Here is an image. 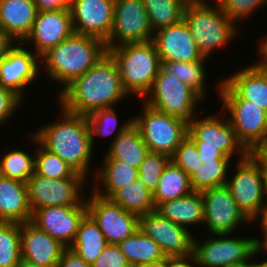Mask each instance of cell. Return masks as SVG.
Wrapping results in <instances>:
<instances>
[{"instance_id": "6da1fadb", "label": "cell", "mask_w": 267, "mask_h": 267, "mask_svg": "<svg viewBox=\"0 0 267 267\" xmlns=\"http://www.w3.org/2000/svg\"><path fill=\"white\" fill-rule=\"evenodd\" d=\"M58 96L64 110L88 116L96 110L114 107L129 94L123 88L116 62L107 52Z\"/></svg>"}, {"instance_id": "7a4b0ae2", "label": "cell", "mask_w": 267, "mask_h": 267, "mask_svg": "<svg viewBox=\"0 0 267 267\" xmlns=\"http://www.w3.org/2000/svg\"><path fill=\"white\" fill-rule=\"evenodd\" d=\"M60 115L61 119L42 125L33 135L45 149L58 155L87 179L94 148L87 117L62 107Z\"/></svg>"}, {"instance_id": "3957f363", "label": "cell", "mask_w": 267, "mask_h": 267, "mask_svg": "<svg viewBox=\"0 0 267 267\" xmlns=\"http://www.w3.org/2000/svg\"><path fill=\"white\" fill-rule=\"evenodd\" d=\"M107 53L105 42L97 37L73 33L41 58L47 75L61 83V91L92 68ZM44 63V64H43Z\"/></svg>"}, {"instance_id": "277c9868", "label": "cell", "mask_w": 267, "mask_h": 267, "mask_svg": "<svg viewBox=\"0 0 267 267\" xmlns=\"http://www.w3.org/2000/svg\"><path fill=\"white\" fill-rule=\"evenodd\" d=\"M231 159L219 149L197 147L189 136L170 157L190 177L191 187L196 192L225 185Z\"/></svg>"}, {"instance_id": "5b68a950", "label": "cell", "mask_w": 267, "mask_h": 267, "mask_svg": "<svg viewBox=\"0 0 267 267\" xmlns=\"http://www.w3.org/2000/svg\"><path fill=\"white\" fill-rule=\"evenodd\" d=\"M107 52L116 62L124 90L143 98L162 67L154 42L126 43Z\"/></svg>"}, {"instance_id": "8992f818", "label": "cell", "mask_w": 267, "mask_h": 267, "mask_svg": "<svg viewBox=\"0 0 267 267\" xmlns=\"http://www.w3.org/2000/svg\"><path fill=\"white\" fill-rule=\"evenodd\" d=\"M215 5L216 7H211L207 0H189L183 14L191 36L206 58L214 53V49L229 44L239 34L235 22L216 2Z\"/></svg>"}, {"instance_id": "52a82bcc", "label": "cell", "mask_w": 267, "mask_h": 267, "mask_svg": "<svg viewBox=\"0 0 267 267\" xmlns=\"http://www.w3.org/2000/svg\"><path fill=\"white\" fill-rule=\"evenodd\" d=\"M217 88L238 140L253 153L267 138V112L252 101L239 98L222 79Z\"/></svg>"}, {"instance_id": "ba28073f", "label": "cell", "mask_w": 267, "mask_h": 267, "mask_svg": "<svg viewBox=\"0 0 267 267\" xmlns=\"http://www.w3.org/2000/svg\"><path fill=\"white\" fill-rule=\"evenodd\" d=\"M144 100V101H143ZM204 99L186 83L162 67L149 91L142 98L150 107L190 122L196 114V105Z\"/></svg>"}, {"instance_id": "9c48e42d", "label": "cell", "mask_w": 267, "mask_h": 267, "mask_svg": "<svg viewBox=\"0 0 267 267\" xmlns=\"http://www.w3.org/2000/svg\"><path fill=\"white\" fill-rule=\"evenodd\" d=\"M238 161L235 175L227 178L225 185L238 207L253 223L263 217L267 204L260 158L253 152Z\"/></svg>"}, {"instance_id": "30bf717a", "label": "cell", "mask_w": 267, "mask_h": 267, "mask_svg": "<svg viewBox=\"0 0 267 267\" xmlns=\"http://www.w3.org/2000/svg\"><path fill=\"white\" fill-rule=\"evenodd\" d=\"M142 114L133 117L142 139L150 152L162 153L171 157L179 144L188 136V122L160 112L142 103Z\"/></svg>"}, {"instance_id": "8fae6325", "label": "cell", "mask_w": 267, "mask_h": 267, "mask_svg": "<svg viewBox=\"0 0 267 267\" xmlns=\"http://www.w3.org/2000/svg\"><path fill=\"white\" fill-rule=\"evenodd\" d=\"M231 233L214 234L198 242L194 238L193 253L198 267H227L249 261L256 254V239L230 237ZM216 236V237H215ZM229 236V237H228Z\"/></svg>"}, {"instance_id": "7c38bea8", "label": "cell", "mask_w": 267, "mask_h": 267, "mask_svg": "<svg viewBox=\"0 0 267 267\" xmlns=\"http://www.w3.org/2000/svg\"><path fill=\"white\" fill-rule=\"evenodd\" d=\"M86 180L80 173L67 179H50L34 173L26 182L32 212L47 206L78 205L84 198L81 191Z\"/></svg>"}, {"instance_id": "4fadbf2b", "label": "cell", "mask_w": 267, "mask_h": 267, "mask_svg": "<svg viewBox=\"0 0 267 267\" xmlns=\"http://www.w3.org/2000/svg\"><path fill=\"white\" fill-rule=\"evenodd\" d=\"M148 13L142 0H115L114 23L107 48L153 40Z\"/></svg>"}, {"instance_id": "5bb4252c", "label": "cell", "mask_w": 267, "mask_h": 267, "mask_svg": "<svg viewBox=\"0 0 267 267\" xmlns=\"http://www.w3.org/2000/svg\"><path fill=\"white\" fill-rule=\"evenodd\" d=\"M226 117V118H225ZM208 115L192 118L188 123V136L197 147H210L221 150L227 157L240 156L245 159L250 153L240 143L227 116Z\"/></svg>"}, {"instance_id": "9a60e30c", "label": "cell", "mask_w": 267, "mask_h": 267, "mask_svg": "<svg viewBox=\"0 0 267 267\" xmlns=\"http://www.w3.org/2000/svg\"><path fill=\"white\" fill-rule=\"evenodd\" d=\"M87 213L98 224L108 244H119L139 229V217L94 192L85 200Z\"/></svg>"}, {"instance_id": "2e32d148", "label": "cell", "mask_w": 267, "mask_h": 267, "mask_svg": "<svg viewBox=\"0 0 267 267\" xmlns=\"http://www.w3.org/2000/svg\"><path fill=\"white\" fill-rule=\"evenodd\" d=\"M204 223L211 235L236 233L241 222H252L238 207L226 185L201 191Z\"/></svg>"}, {"instance_id": "e0dca14e", "label": "cell", "mask_w": 267, "mask_h": 267, "mask_svg": "<svg viewBox=\"0 0 267 267\" xmlns=\"http://www.w3.org/2000/svg\"><path fill=\"white\" fill-rule=\"evenodd\" d=\"M87 214L85 199L75 206H47L32 213L31 223L68 248L75 240L79 225Z\"/></svg>"}, {"instance_id": "ac0fdd59", "label": "cell", "mask_w": 267, "mask_h": 267, "mask_svg": "<svg viewBox=\"0 0 267 267\" xmlns=\"http://www.w3.org/2000/svg\"><path fill=\"white\" fill-rule=\"evenodd\" d=\"M139 229L160 246L165 256L193 253L195 236L192 232L163 217L157 210L139 216Z\"/></svg>"}, {"instance_id": "d6986e66", "label": "cell", "mask_w": 267, "mask_h": 267, "mask_svg": "<svg viewBox=\"0 0 267 267\" xmlns=\"http://www.w3.org/2000/svg\"><path fill=\"white\" fill-rule=\"evenodd\" d=\"M115 0H70L74 33L109 38L114 23Z\"/></svg>"}, {"instance_id": "ffe728a7", "label": "cell", "mask_w": 267, "mask_h": 267, "mask_svg": "<svg viewBox=\"0 0 267 267\" xmlns=\"http://www.w3.org/2000/svg\"><path fill=\"white\" fill-rule=\"evenodd\" d=\"M40 63V58L19 42L0 60V85L23 99V91L41 70Z\"/></svg>"}, {"instance_id": "44dd1931", "label": "cell", "mask_w": 267, "mask_h": 267, "mask_svg": "<svg viewBox=\"0 0 267 267\" xmlns=\"http://www.w3.org/2000/svg\"><path fill=\"white\" fill-rule=\"evenodd\" d=\"M74 33L69 9L38 12L30 34L22 42L34 44V53L41 58L50 49Z\"/></svg>"}, {"instance_id": "7402d4cb", "label": "cell", "mask_w": 267, "mask_h": 267, "mask_svg": "<svg viewBox=\"0 0 267 267\" xmlns=\"http://www.w3.org/2000/svg\"><path fill=\"white\" fill-rule=\"evenodd\" d=\"M162 62H195L207 60L199 51L190 31L182 19L179 23L154 32L153 40Z\"/></svg>"}, {"instance_id": "603a6c76", "label": "cell", "mask_w": 267, "mask_h": 267, "mask_svg": "<svg viewBox=\"0 0 267 267\" xmlns=\"http://www.w3.org/2000/svg\"><path fill=\"white\" fill-rule=\"evenodd\" d=\"M21 258L42 267H57L66 248L31 222L21 224Z\"/></svg>"}, {"instance_id": "cb8c5ba5", "label": "cell", "mask_w": 267, "mask_h": 267, "mask_svg": "<svg viewBox=\"0 0 267 267\" xmlns=\"http://www.w3.org/2000/svg\"><path fill=\"white\" fill-rule=\"evenodd\" d=\"M37 14L34 0H0V28L18 43L30 34Z\"/></svg>"}, {"instance_id": "d4e9b609", "label": "cell", "mask_w": 267, "mask_h": 267, "mask_svg": "<svg viewBox=\"0 0 267 267\" xmlns=\"http://www.w3.org/2000/svg\"><path fill=\"white\" fill-rule=\"evenodd\" d=\"M222 81L239 98L250 100L267 112V68L251 64Z\"/></svg>"}, {"instance_id": "484cf974", "label": "cell", "mask_w": 267, "mask_h": 267, "mask_svg": "<svg viewBox=\"0 0 267 267\" xmlns=\"http://www.w3.org/2000/svg\"><path fill=\"white\" fill-rule=\"evenodd\" d=\"M32 213L26 183L0 176V222H30Z\"/></svg>"}, {"instance_id": "4316f807", "label": "cell", "mask_w": 267, "mask_h": 267, "mask_svg": "<svg viewBox=\"0 0 267 267\" xmlns=\"http://www.w3.org/2000/svg\"><path fill=\"white\" fill-rule=\"evenodd\" d=\"M109 146L104 158L121 159L136 169H139L150 153L149 147L142 139L139 128L133 122Z\"/></svg>"}, {"instance_id": "83f0119b", "label": "cell", "mask_w": 267, "mask_h": 267, "mask_svg": "<svg viewBox=\"0 0 267 267\" xmlns=\"http://www.w3.org/2000/svg\"><path fill=\"white\" fill-rule=\"evenodd\" d=\"M156 210L165 218L187 228L193 224L204 223L203 197L201 192L159 204Z\"/></svg>"}, {"instance_id": "f1b7e54d", "label": "cell", "mask_w": 267, "mask_h": 267, "mask_svg": "<svg viewBox=\"0 0 267 267\" xmlns=\"http://www.w3.org/2000/svg\"><path fill=\"white\" fill-rule=\"evenodd\" d=\"M104 167L97 171L96 178L100 186L96 184L91 192L109 198L117 189L124 187L139 177L138 169L130 166L121 159L104 158ZM102 188V189H101Z\"/></svg>"}, {"instance_id": "f546056e", "label": "cell", "mask_w": 267, "mask_h": 267, "mask_svg": "<svg viewBox=\"0 0 267 267\" xmlns=\"http://www.w3.org/2000/svg\"><path fill=\"white\" fill-rule=\"evenodd\" d=\"M108 242L98 224L87 213L80 222L76 237L70 248L86 263L92 265Z\"/></svg>"}, {"instance_id": "4dcf8cb0", "label": "cell", "mask_w": 267, "mask_h": 267, "mask_svg": "<svg viewBox=\"0 0 267 267\" xmlns=\"http://www.w3.org/2000/svg\"><path fill=\"white\" fill-rule=\"evenodd\" d=\"M193 192L190 177L171 160L164 167L157 188L153 193L155 207L159 204L178 199Z\"/></svg>"}, {"instance_id": "1f68e13d", "label": "cell", "mask_w": 267, "mask_h": 267, "mask_svg": "<svg viewBox=\"0 0 267 267\" xmlns=\"http://www.w3.org/2000/svg\"><path fill=\"white\" fill-rule=\"evenodd\" d=\"M118 246L126 256L131 267L140 264L162 262L166 258L160 246L140 229L120 242Z\"/></svg>"}, {"instance_id": "d6a6232c", "label": "cell", "mask_w": 267, "mask_h": 267, "mask_svg": "<svg viewBox=\"0 0 267 267\" xmlns=\"http://www.w3.org/2000/svg\"><path fill=\"white\" fill-rule=\"evenodd\" d=\"M109 199L138 217L156 210L153 193L144 186L140 178L117 189Z\"/></svg>"}, {"instance_id": "836d02e7", "label": "cell", "mask_w": 267, "mask_h": 267, "mask_svg": "<svg viewBox=\"0 0 267 267\" xmlns=\"http://www.w3.org/2000/svg\"><path fill=\"white\" fill-rule=\"evenodd\" d=\"M148 13L153 33L179 23L189 0H142Z\"/></svg>"}, {"instance_id": "e575fe53", "label": "cell", "mask_w": 267, "mask_h": 267, "mask_svg": "<svg viewBox=\"0 0 267 267\" xmlns=\"http://www.w3.org/2000/svg\"><path fill=\"white\" fill-rule=\"evenodd\" d=\"M30 137L37 144L35 150V174L50 179H67L72 178L77 173L58 155L45 149L33 134Z\"/></svg>"}, {"instance_id": "d590c367", "label": "cell", "mask_w": 267, "mask_h": 267, "mask_svg": "<svg viewBox=\"0 0 267 267\" xmlns=\"http://www.w3.org/2000/svg\"><path fill=\"white\" fill-rule=\"evenodd\" d=\"M207 60L195 62L171 61L162 62V68L169 74H173L180 81L186 83L195 90L203 99L206 97V68L204 64Z\"/></svg>"}, {"instance_id": "8d00e7d4", "label": "cell", "mask_w": 267, "mask_h": 267, "mask_svg": "<svg viewBox=\"0 0 267 267\" xmlns=\"http://www.w3.org/2000/svg\"><path fill=\"white\" fill-rule=\"evenodd\" d=\"M35 156L19 148L11 150L0 160V176L26 183L34 174Z\"/></svg>"}, {"instance_id": "74e56055", "label": "cell", "mask_w": 267, "mask_h": 267, "mask_svg": "<svg viewBox=\"0 0 267 267\" xmlns=\"http://www.w3.org/2000/svg\"><path fill=\"white\" fill-rule=\"evenodd\" d=\"M21 224L0 222V267H18L21 258Z\"/></svg>"}, {"instance_id": "f35d334b", "label": "cell", "mask_w": 267, "mask_h": 267, "mask_svg": "<svg viewBox=\"0 0 267 267\" xmlns=\"http://www.w3.org/2000/svg\"><path fill=\"white\" fill-rule=\"evenodd\" d=\"M115 110L116 109H114V107L103 108L96 110L86 116L89 124L92 145L94 144V138L96 134L100 136H109L110 134L114 133V131H116V134L114 135L115 137L112 139L113 141L133 122V118H130L129 120L127 119L126 122H123V124L117 130L116 127L118 126L119 122Z\"/></svg>"}, {"instance_id": "ab89813d", "label": "cell", "mask_w": 267, "mask_h": 267, "mask_svg": "<svg viewBox=\"0 0 267 267\" xmlns=\"http://www.w3.org/2000/svg\"><path fill=\"white\" fill-rule=\"evenodd\" d=\"M169 161L170 157L165 154L150 152L140 165L138 178L151 193L155 192L164 167Z\"/></svg>"}, {"instance_id": "60d3db41", "label": "cell", "mask_w": 267, "mask_h": 267, "mask_svg": "<svg viewBox=\"0 0 267 267\" xmlns=\"http://www.w3.org/2000/svg\"><path fill=\"white\" fill-rule=\"evenodd\" d=\"M219 8L235 23L249 18L253 11L267 5V0H215Z\"/></svg>"}, {"instance_id": "b9f144b4", "label": "cell", "mask_w": 267, "mask_h": 267, "mask_svg": "<svg viewBox=\"0 0 267 267\" xmlns=\"http://www.w3.org/2000/svg\"><path fill=\"white\" fill-rule=\"evenodd\" d=\"M92 267H131L118 244H107Z\"/></svg>"}, {"instance_id": "7bdbcfd3", "label": "cell", "mask_w": 267, "mask_h": 267, "mask_svg": "<svg viewBox=\"0 0 267 267\" xmlns=\"http://www.w3.org/2000/svg\"><path fill=\"white\" fill-rule=\"evenodd\" d=\"M22 101L16 93L0 85V125L14 116Z\"/></svg>"}, {"instance_id": "ee69618b", "label": "cell", "mask_w": 267, "mask_h": 267, "mask_svg": "<svg viewBox=\"0 0 267 267\" xmlns=\"http://www.w3.org/2000/svg\"><path fill=\"white\" fill-rule=\"evenodd\" d=\"M57 267H92V265L86 263L74 250L68 247L63 250Z\"/></svg>"}, {"instance_id": "f6af8a7d", "label": "cell", "mask_w": 267, "mask_h": 267, "mask_svg": "<svg viewBox=\"0 0 267 267\" xmlns=\"http://www.w3.org/2000/svg\"><path fill=\"white\" fill-rule=\"evenodd\" d=\"M195 265L197 266V261L194 253L185 256H166L164 260V267H194Z\"/></svg>"}, {"instance_id": "bcb514c9", "label": "cell", "mask_w": 267, "mask_h": 267, "mask_svg": "<svg viewBox=\"0 0 267 267\" xmlns=\"http://www.w3.org/2000/svg\"><path fill=\"white\" fill-rule=\"evenodd\" d=\"M70 0H34L38 12L69 9Z\"/></svg>"}, {"instance_id": "7dc6e473", "label": "cell", "mask_w": 267, "mask_h": 267, "mask_svg": "<svg viewBox=\"0 0 267 267\" xmlns=\"http://www.w3.org/2000/svg\"><path fill=\"white\" fill-rule=\"evenodd\" d=\"M15 45L16 41L0 28V60L6 57Z\"/></svg>"}, {"instance_id": "c3c4849f", "label": "cell", "mask_w": 267, "mask_h": 267, "mask_svg": "<svg viewBox=\"0 0 267 267\" xmlns=\"http://www.w3.org/2000/svg\"><path fill=\"white\" fill-rule=\"evenodd\" d=\"M260 43L261 44L258 45L259 48H258L257 54L261 55L260 56L261 60L260 61L258 60V63H256V64L261 66V67L267 68V36H266V39H263L262 42L260 41Z\"/></svg>"}, {"instance_id": "681fc988", "label": "cell", "mask_w": 267, "mask_h": 267, "mask_svg": "<svg viewBox=\"0 0 267 267\" xmlns=\"http://www.w3.org/2000/svg\"><path fill=\"white\" fill-rule=\"evenodd\" d=\"M262 234L264 235L263 239L256 238V254L261 252L267 253V228H260Z\"/></svg>"}, {"instance_id": "f907efd6", "label": "cell", "mask_w": 267, "mask_h": 267, "mask_svg": "<svg viewBox=\"0 0 267 267\" xmlns=\"http://www.w3.org/2000/svg\"><path fill=\"white\" fill-rule=\"evenodd\" d=\"M254 153L267 164V138L265 141L254 151Z\"/></svg>"}, {"instance_id": "816d5d0a", "label": "cell", "mask_w": 267, "mask_h": 267, "mask_svg": "<svg viewBox=\"0 0 267 267\" xmlns=\"http://www.w3.org/2000/svg\"><path fill=\"white\" fill-rule=\"evenodd\" d=\"M260 166L262 169V176H263V184H264V193L267 199V164H265L261 159H260Z\"/></svg>"}, {"instance_id": "f5cc1de1", "label": "cell", "mask_w": 267, "mask_h": 267, "mask_svg": "<svg viewBox=\"0 0 267 267\" xmlns=\"http://www.w3.org/2000/svg\"><path fill=\"white\" fill-rule=\"evenodd\" d=\"M257 264H258L257 261L254 262L253 259H252V261L249 260V261H245V262H242V263L233 264V265H230V266H227V267H255Z\"/></svg>"}, {"instance_id": "db71d44e", "label": "cell", "mask_w": 267, "mask_h": 267, "mask_svg": "<svg viewBox=\"0 0 267 267\" xmlns=\"http://www.w3.org/2000/svg\"><path fill=\"white\" fill-rule=\"evenodd\" d=\"M133 267H164V261L156 263L140 264Z\"/></svg>"}, {"instance_id": "11a10c76", "label": "cell", "mask_w": 267, "mask_h": 267, "mask_svg": "<svg viewBox=\"0 0 267 267\" xmlns=\"http://www.w3.org/2000/svg\"><path fill=\"white\" fill-rule=\"evenodd\" d=\"M18 267H42V266H38L36 264L28 262L27 260L21 259L18 264Z\"/></svg>"}, {"instance_id": "9f6ffc18", "label": "cell", "mask_w": 267, "mask_h": 267, "mask_svg": "<svg viewBox=\"0 0 267 267\" xmlns=\"http://www.w3.org/2000/svg\"><path fill=\"white\" fill-rule=\"evenodd\" d=\"M260 227L261 228H267V204H266L265 213L260 220Z\"/></svg>"}, {"instance_id": "6f0895ef", "label": "cell", "mask_w": 267, "mask_h": 267, "mask_svg": "<svg viewBox=\"0 0 267 267\" xmlns=\"http://www.w3.org/2000/svg\"><path fill=\"white\" fill-rule=\"evenodd\" d=\"M266 261H258V264L260 265V267H267V259H265Z\"/></svg>"}]
</instances>
